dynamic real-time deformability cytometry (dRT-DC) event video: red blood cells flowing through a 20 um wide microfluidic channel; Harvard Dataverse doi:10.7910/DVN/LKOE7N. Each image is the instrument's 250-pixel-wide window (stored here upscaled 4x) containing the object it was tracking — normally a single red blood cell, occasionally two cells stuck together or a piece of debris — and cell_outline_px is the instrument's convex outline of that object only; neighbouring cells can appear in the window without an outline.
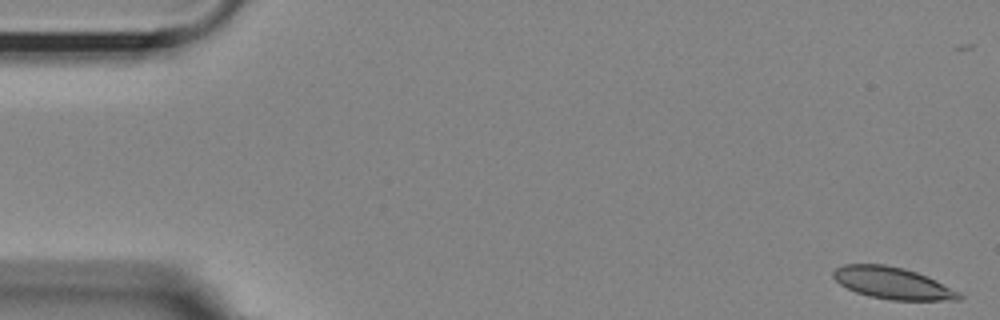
{"species": "Egyptian fruit bat (a non-hibernating species)", "species_latin": "Rousettus aegyptiacus", "temperature_condition": "room temperature", "stored_images_in_passage": 16, "camera_frame_rate_fps": 3000, "um_per_image_px": 0.085, "animal": {"sex": "female"}, "frame": {"image": 1, "passage_image": 1, "time_ms": 0.0, "image_size_px": [1000, 320], "cell_outline_px": [[964, 296], [960, 300], [892, 300], [868, 296], [856, 292], [840, 284], [832, 276], [832, 272], [836, 268], [844, 264], [884, 264], [904, 268], [916, 272], [936, 280], [960, 292]], "centroid_in_image_um": [75.88, 24.06], "position_along_channel_um": 9.1, "area_um2": 23.35}}